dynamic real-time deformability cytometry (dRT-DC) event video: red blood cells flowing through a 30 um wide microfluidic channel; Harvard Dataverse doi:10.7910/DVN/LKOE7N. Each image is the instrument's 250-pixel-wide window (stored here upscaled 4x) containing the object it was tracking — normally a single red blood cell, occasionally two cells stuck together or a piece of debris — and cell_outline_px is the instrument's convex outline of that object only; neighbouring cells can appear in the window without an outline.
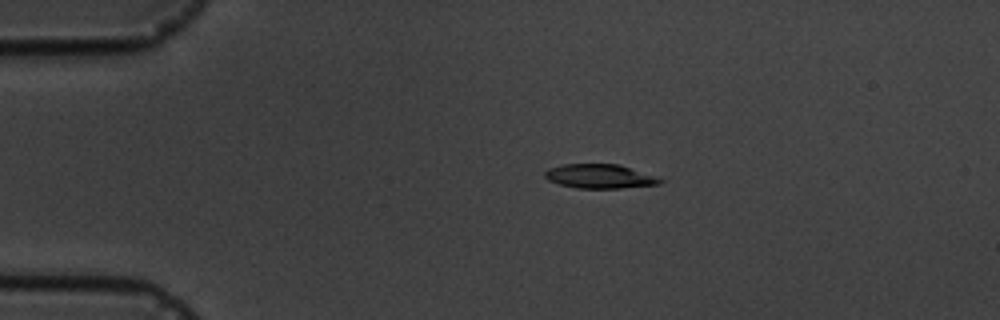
{"species": "common noctule bat (a hibernating species)", "species_latin": "Nyctalus noctula", "temperature_condition": "cold", "stored_images_in_passage": 14, "camera_frame_rate_fps": 3000, "um_per_image_px": 0.085, "animal": {"sex": "male", "body_mass_g": 19.5, "forearm_length_mm": 54.6}, "frame": {"image": 1, "passage_image": 2, "time_ms": 1.333, "image_size_px": [1000, 320], "cell_outline_px": [[664, 180], [660, 184], [620, 188], [576, 188], [560, 184], [548, 180], [544, 176], [544, 172], [548, 168], [564, 164], [620, 164]], "centroid_in_image_um": [50.94, 14.98], "position_along_channel_um": 34.1, "area_um2": 16.07}}
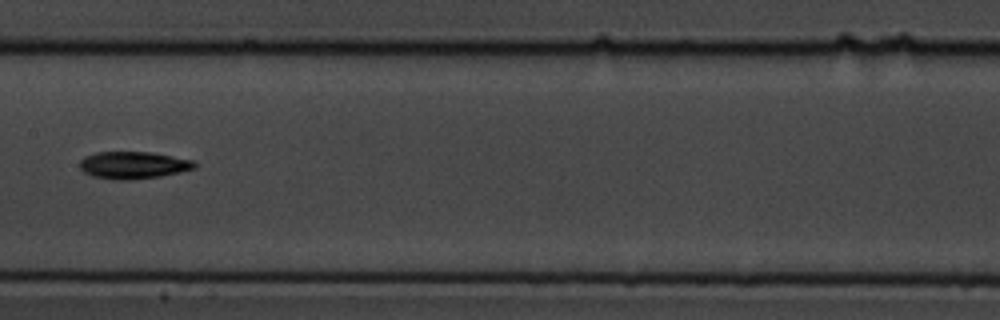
{"frame": {"image": 2, "passage_image": 7, "time_ms": 7.0, "image_size_px": [1000, 320], "cell_outline_px": [[196, 168], [180, 172], [160, 176], [124, 180], [116, 180], [92, 176], [84, 172], [80, 168], [80, 160], [84, 156], [96, 152], [152, 152], [196, 160]], "centroid_in_image_um": [11.35, 14.02], "position_along_channel_um": 196.1, "area_um2": 18.32}}
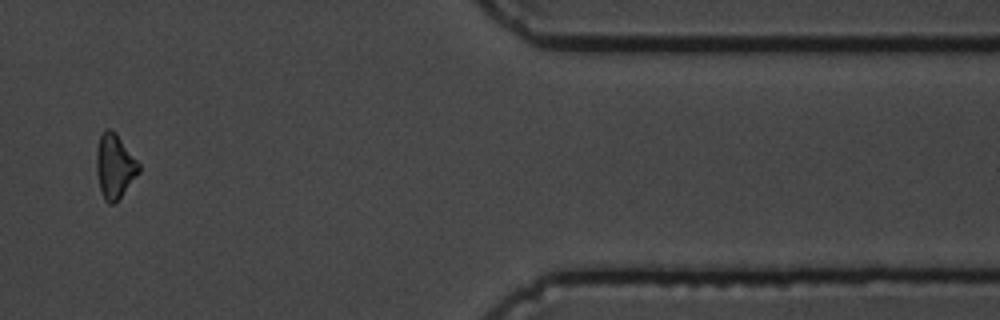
{"frame": {"image": 3, "passage_image": 12, "time_ms": 13.667, "image_size_px": [1000, 320], "cell_outline_px": [[140, 172], [120, 196], [112, 204], [108, 204], [104, 200], [100, 188], [96, 172], [96, 148], [100, 136], [104, 128], [112, 128], [116, 132], [140, 164]], "centroid_in_image_um": [9.73, 14.08], "position_along_channel_um": 401.7, "area_um2": 15.95}, "authors_computed_cell_mechanics": {"area_um2": 16.9932, "velocity_mm_per_s": 3.6267, "shape_relaxation_time_tau1_ms": 1.5314, "shape_relaxation_time_tau2_ms": null, "deformation_change_tau1": 0.0862, "deformation_change_tau2": null}}